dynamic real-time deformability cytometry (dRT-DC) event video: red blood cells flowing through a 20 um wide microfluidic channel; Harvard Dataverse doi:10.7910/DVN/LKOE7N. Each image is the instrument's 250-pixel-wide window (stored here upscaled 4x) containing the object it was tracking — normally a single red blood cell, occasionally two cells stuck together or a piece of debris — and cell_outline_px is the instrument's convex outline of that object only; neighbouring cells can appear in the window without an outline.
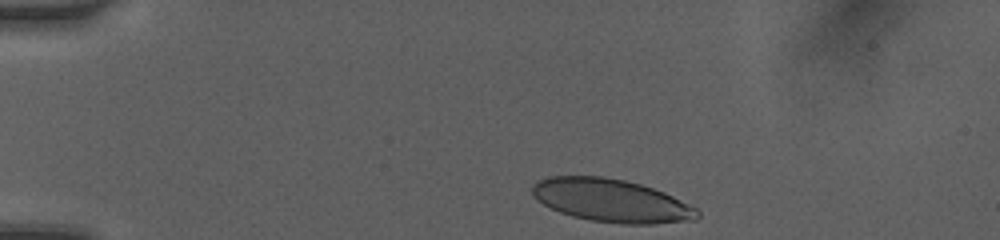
{"species": "human", "species_latin": "Homo sapiens", "temperature_condition": "room temperature", "stored_images_in_passage": 6, "camera_frame_rate_fps": 3000, "um_per_image_px": 0.085, "donor": {"sex": "female"}, "frame": {"image": 1, "passage_image": 1, "time_ms": 0.0, "image_size_px": [1000, 240], "cell_outline_px": [[700, 216], [696, 220], [652, 224], [620, 224], [592, 220], [572, 216], [560, 212], [544, 204], [532, 196], [532, 184], [536, 180], [548, 176], [604, 176], [624, 180], [640, 184], [664, 192], [696, 208], [700, 212]], "centroid_in_image_um": [51.95, 17.04], "position_along_channel_um": 33.1, "area_um2": 41.44}}
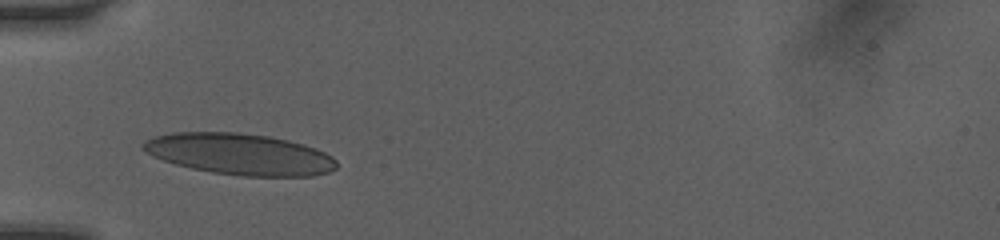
{"frame": {"image": 2, "passage_image": 4, "time_ms": 2.333, "image_size_px": [1000, 240], "cell_outline_px": [[336, 168], [328, 172], [312, 176], [240, 176], [212, 172], [192, 168], [176, 164], [152, 156], [140, 148], [140, 144], [144, 140], [156, 136], [172, 132], [240, 132], [268, 136], [288, 140], [304, 144], [316, 148], [332, 156], [336, 160]], "centroid_in_image_um": [20.36, 13.09], "position_along_channel_um": 64.6, "area_um2": 46.7}}
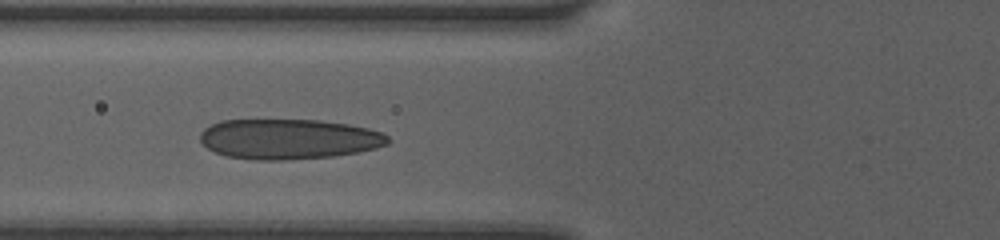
{"frame": {"image": 3, "passage_image": 5, "time_ms": 3.333, "image_size_px": [1000, 240], "cell_outline_px": [[392, 140], [388, 144], [376, 148], [360, 152], [332, 156], [284, 160], [256, 160], [228, 156], [216, 152], [208, 148], [200, 140], [200, 132], [204, 128], [220, 120], [320, 120], [348, 124], [368, 128], [380, 132], [388, 136]], "centroid_in_image_um": [24.56, 11.81], "position_along_channel_um": 101.2, "area_um2": 44.04}}